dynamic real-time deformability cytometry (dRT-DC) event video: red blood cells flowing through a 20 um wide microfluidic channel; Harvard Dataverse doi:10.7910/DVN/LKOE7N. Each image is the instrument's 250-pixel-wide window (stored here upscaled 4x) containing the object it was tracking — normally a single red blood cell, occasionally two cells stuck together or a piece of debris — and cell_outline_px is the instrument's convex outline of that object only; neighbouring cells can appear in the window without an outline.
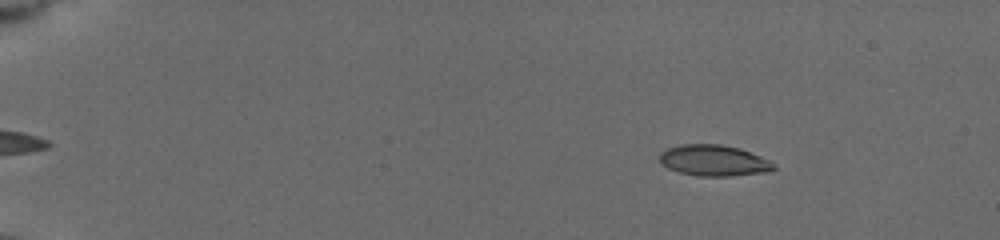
{"species": "common noctule bat (a hibernating species)", "species_latin": "Nyctalus noctula", "temperature_condition": "cold", "stored_images_in_passage": 51, "camera_frame_rate_fps": 3000, "um_per_image_px": 0.085, "animal": {"sex": "female", "body_mass_g": 19.5, "forearm_length_mm": 54.1}, "frame": {"image": 1, "passage_image": 3, "time_ms": 0.667, "image_size_px": [1000, 240], "cell_outline_px": [[776, 168], [768, 172], [732, 176], [700, 176], [680, 172], [668, 168], [660, 164], [660, 152], [668, 148], [680, 144], [720, 144], [740, 148], [772, 160], [776, 164]], "centroid_in_image_um": [60.72, 13.64], "position_along_channel_um": 24.3, "area_um2": 20.92}}
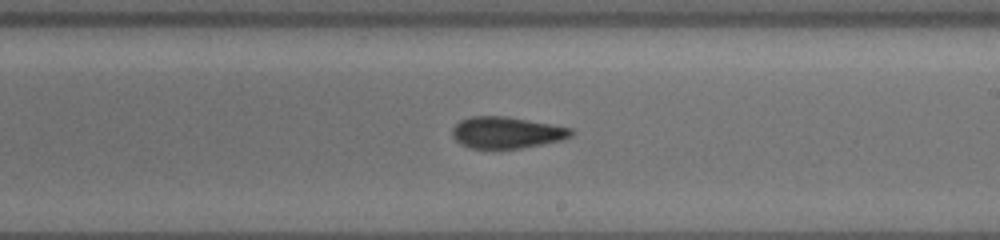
{"frame": {"image": 2, "passage_image": 30, "time_ms": 9.667, "image_size_px": [1000, 240], "cell_outline_px": [[572, 136], [560, 140], [544, 144], [520, 148], [468, 148], [460, 144], [452, 136], [452, 128], [460, 120], [472, 116], [504, 116], [572, 128]], "centroid_in_image_um": [43.02, 11.27], "position_along_channel_um": 246.0, "area_um2": 21.68}}
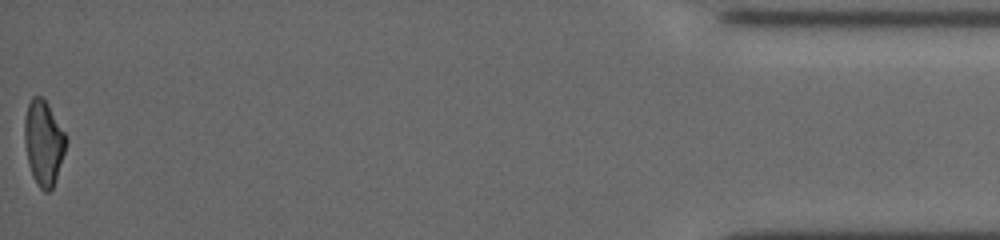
{"frame": {"image": 3, "passage_image": 51, "time_ms": 16.667, "image_size_px": [1000, 240], "cell_outline_px": [[68, 140], [56, 180], [52, 188], [48, 192], [44, 192], [36, 184], [32, 176], [28, 164], [24, 140], [24, 116], [28, 104], [32, 96], [40, 96], [48, 104], [64, 132]], "centroid_in_image_um": [3.69, 12.15], "position_along_channel_um": 431.5, "area_um2": 20.63}, "authors_computed_cell_mechanics": {"area_um2": 21.4438, "velocity_mm_per_s": 3.775, "shape_relaxation_time_tau1_ms": null, "shape_relaxation_time_tau2_ms": 3.2398, "deformation_change_tau1": null, "deformation_change_tau2": 0.0935}}